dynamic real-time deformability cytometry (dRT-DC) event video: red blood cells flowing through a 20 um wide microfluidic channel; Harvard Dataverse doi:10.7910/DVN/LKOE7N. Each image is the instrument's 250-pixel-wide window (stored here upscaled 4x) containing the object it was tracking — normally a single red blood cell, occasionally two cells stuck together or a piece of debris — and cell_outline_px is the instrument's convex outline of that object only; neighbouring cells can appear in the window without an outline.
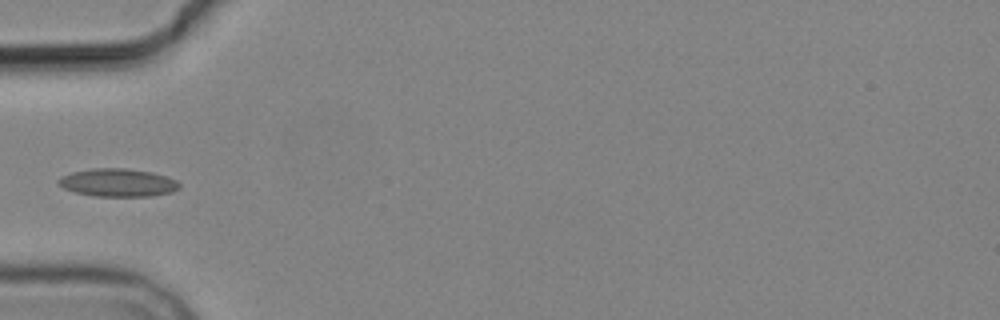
{"species": "common noctule bat (a hibernating species)", "species_latin": "Nyctalus noctula", "temperature_condition": "cold", "stored_images_in_passage": 5, "camera_frame_rate_fps": 3000, "um_per_image_px": 0.085, "animal": {"sex": "male", "body_mass_g": 19.2, "forearm_length_mm": 51.8}, "frame": {"image": 1, "passage_image": 5, "time_ms": 5.333, "image_size_px": [1000, 320], "cell_outline_px": [[180, 188], [172, 192], [152, 196], [92, 196], [76, 192], [64, 188], [56, 180], [60, 176], [72, 172], [92, 168], [124, 168], [152, 172], [168, 176], [176, 180], [180, 184]], "centroid_in_image_um": [10.03, 15.52], "position_along_channel_um": 75.0, "area_um2": 19.83}}